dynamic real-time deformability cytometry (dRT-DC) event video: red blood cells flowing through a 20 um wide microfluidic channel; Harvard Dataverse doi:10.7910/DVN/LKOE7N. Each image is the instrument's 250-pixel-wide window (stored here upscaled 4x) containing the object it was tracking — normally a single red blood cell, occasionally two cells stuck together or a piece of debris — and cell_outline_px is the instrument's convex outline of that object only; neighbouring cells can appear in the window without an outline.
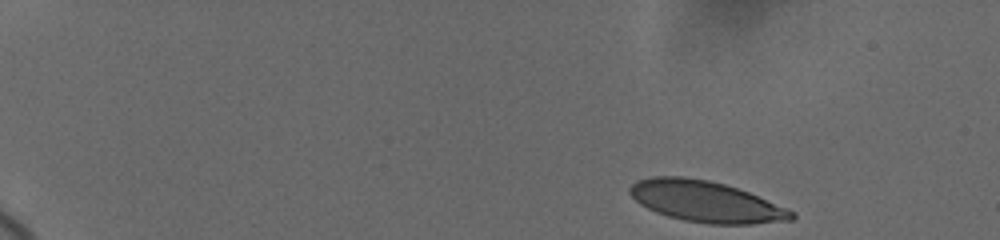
{"species": "human", "species_latin": "Homo sapiens", "temperature_condition": "cold", "stored_images_in_passage": 46, "camera_frame_rate_fps": 3000, "um_per_image_px": 0.085, "donor": {"sex": "female"}, "frame": {"image": 1, "passage_image": 1, "time_ms": 0.0, "image_size_px": [1000, 240], "cell_outline_px": [[796, 216], [792, 220], [752, 224], [708, 224], [684, 220], [668, 216], [656, 212], [640, 204], [628, 192], [628, 188], [636, 180], [648, 176], [684, 176], [708, 180], [724, 184], [748, 192], [788, 208], [796, 212]], "centroid_in_image_um": [59.99, 17.13], "position_along_channel_um": 25.0, "area_um2": 38.84}}
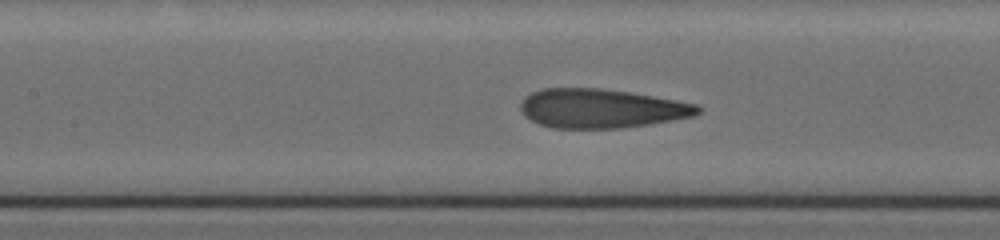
{"frame": {"image": 2, "passage_image": 20, "time_ms": 7.333, "image_size_px": [1000, 240], "cell_outline_px": [[704, 108], [700, 112], [692, 116], [672, 120], [648, 124], [620, 128], [552, 128], [540, 124], [524, 116], [520, 108], [520, 104], [524, 96], [540, 88], [600, 88], [628, 92], [676, 100], [696, 104]], "centroid_in_image_um": [51.08, 9.21], "position_along_channel_um": 156.3, "area_um2": 40.34}}
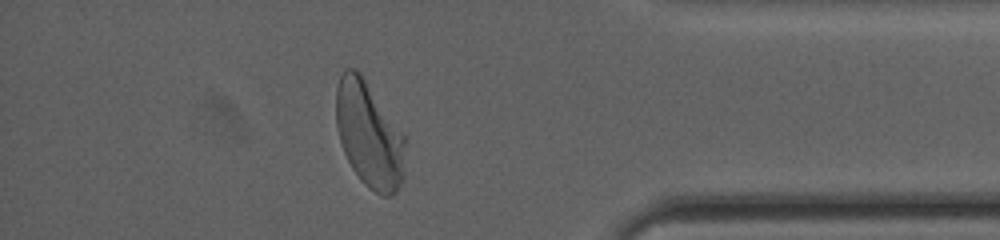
{"frame": {"image": 3, "passage_image": 40, "time_ms": 14.667, "image_size_px": [1000, 240], "cell_outline_px": [[404, 176], [396, 192], [388, 196], [384, 196], [368, 188], [360, 180], [352, 168], [340, 144], [336, 124], [336, 88], [340, 76], [344, 68], [356, 68], [360, 72], [404, 136]], "centroid_in_image_um": [31.34, 11.45], "position_along_channel_um": 403.9, "area_um2": 42.37}, "authors_computed_cell_mechanics": {"area_um2": 40.5467, "velocity_mm_per_s": 3.6416, "shape_relaxation_time_tau1_ms": 5.0314, "shape_relaxation_time_tau2_ms": null, "deformation_change_tau1": 0.1928, "deformation_change_tau2": null}}